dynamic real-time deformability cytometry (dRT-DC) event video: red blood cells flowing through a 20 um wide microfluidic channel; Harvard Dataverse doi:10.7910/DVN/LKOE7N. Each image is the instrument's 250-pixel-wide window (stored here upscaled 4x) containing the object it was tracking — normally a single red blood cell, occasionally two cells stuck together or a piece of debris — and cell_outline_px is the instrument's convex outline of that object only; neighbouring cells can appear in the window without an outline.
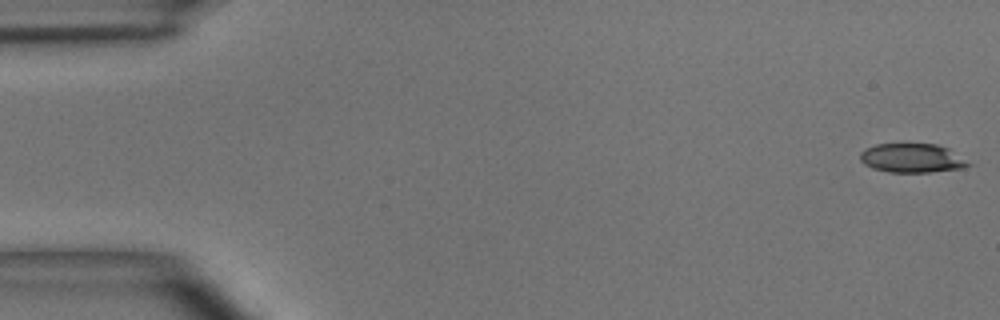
{"species": "common noctule bat (a hibernating species)", "species_latin": "Nyctalus noctula", "temperature_condition": "room temperature", "stored_images_in_passage": 50, "camera_frame_rate_fps": 3000, "um_per_image_px": 0.085, "animal": {"sex": "male", "body_mass_g": 15.6}, "frame": {"image": 1, "passage_image": 1, "time_ms": 0.0, "image_size_px": [1000, 320], "cell_outline_px": [[972, 164], [964, 168], [932, 172], [888, 172], [872, 168], [864, 164], [860, 160], [860, 152], [864, 148], [876, 144], [936, 144], [948, 148]], "centroid_in_image_um": [77.5, 13.44], "position_along_channel_um": 7.5, "area_um2": 18.38}}
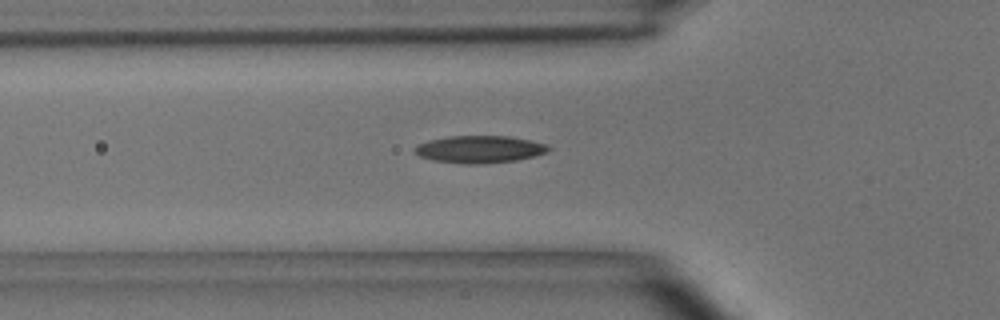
{"frame": {"image": 2, "passage_image": 17, "time_ms": 5.333, "image_size_px": [1000, 320], "cell_outline_px": [[552, 148], [548, 152], [536, 156], [516, 160], [480, 164], [464, 164], [432, 160], [420, 156], [412, 152], [412, 148], [416, 144], [428, 140], [448, 136], [508, 136], [548, 144]], "centroid_in_image_um": [40.73, 12.69], "position_along_channel_um": 85.1, "area_um2": 21.56}}
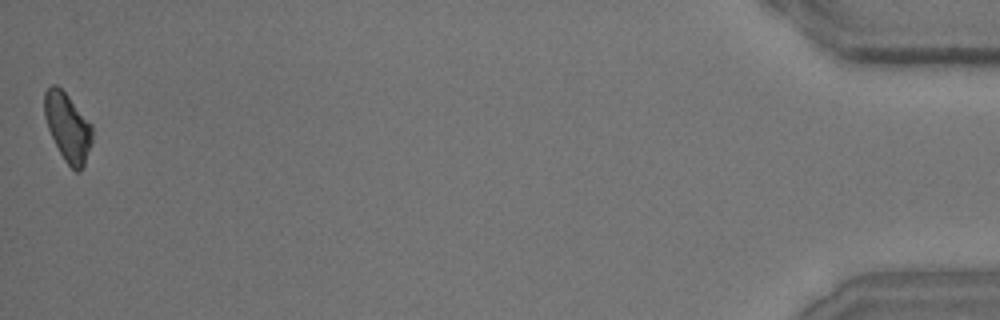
{"frame": {"image": 3, "passage_image": 50, "time_ms": 16.333, "image_size_px": [1000, 320], "cell_outline_px": [[92, 144], [84, 164], [80, 172], [76, 172], [64, 160], [48, 128], [44, 116], [44, 92], [52, 84], [56, 84], [68, 96], [92, 124]], "centroid_in_image_um": [5.76, 10.81], "position_along_channel_um": 429.4, "area_um2": 18.9}, "authors_computed_cell_mechanics": {"area_um2": 19.5942, "velocity_mm_per_s": 3.969, "shape_relaxation_time_tau1_ms": 4.1074, "shape_relaxation_time_tau2_ms": 5.2735, "deformation_change_tau1": 0.1216, "deformation_change_tau2": 0.1478}}